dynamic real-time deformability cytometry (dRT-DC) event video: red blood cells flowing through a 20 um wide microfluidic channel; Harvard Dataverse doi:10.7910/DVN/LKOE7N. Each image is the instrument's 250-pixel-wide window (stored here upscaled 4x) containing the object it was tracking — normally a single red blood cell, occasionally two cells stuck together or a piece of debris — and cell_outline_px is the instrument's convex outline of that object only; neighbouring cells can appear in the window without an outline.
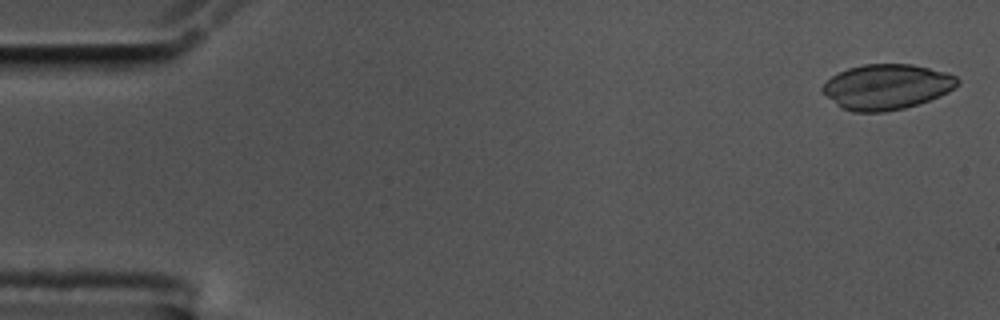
{"species": "common noctule bat (a hibernating species)", "species_latin": "Nyctalus noctula", "temperature_condition": "cold", "stored_images_in_passage": 57, "camera_frame_rate_fps": 3000, "um_per_image_px": 0.085, "animal": {"sex": "male", "body_mass_g": 17.5, "forearm_length_mm": 52.3}, "frame": {"image": 1, "passage_image": 2, "time_ms": 0.333, "image_size_px": [1000, 320], "cell_outline_px": [[960, 80], [948, 92], [940, 96], [904, 108], [884, 112], [852, 112], [840, 108], [820, 88], [832, 76], [848, 68], [864, 64], [912, 64], [944, 72], [956, 76]], "centroid_in_image_um": [75.35, 7.38], "position_along_channel_um": 9.7, "area_um2": 35.26}}